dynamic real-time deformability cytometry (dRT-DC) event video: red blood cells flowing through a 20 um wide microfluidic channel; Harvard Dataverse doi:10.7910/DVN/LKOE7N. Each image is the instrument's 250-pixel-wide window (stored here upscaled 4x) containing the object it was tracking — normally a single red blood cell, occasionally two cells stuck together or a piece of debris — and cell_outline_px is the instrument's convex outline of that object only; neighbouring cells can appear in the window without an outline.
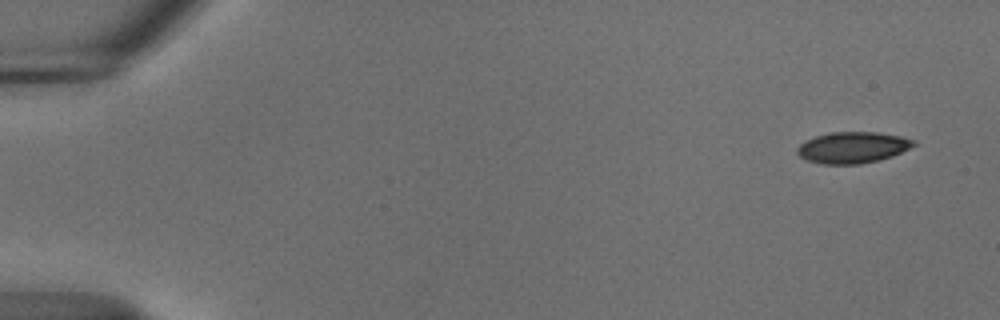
{"species": "common noctule bat (a hibernating species)", "species_latin": "Nyctalus noctula", "temperature_condition": "cold", "stored_images_in_passage": 53, "camera_frame_rate_fps": 3000, "um_per_image_px": 0.085, "animal": {"sex": "male", "body_mass_g": 18.8}, "frame": {"image": 1, "passage_image": 1, "time_ms": 0.0, "image_size_px": [1000, 320], "cell_outline_px": [[916, 144], [892, 156], [880, 160], [860, 164], [820, 164], [808, 160], [800, 156], [796, 152], [796, 148], [804, 140], [816, 136], [832, 132], [876, 132], [900, 136], [916, 140]], "centroid_in_image_um": [72.45, 12.54], "position_along_channel_um": 12.5, "area_um2": 21.21}}
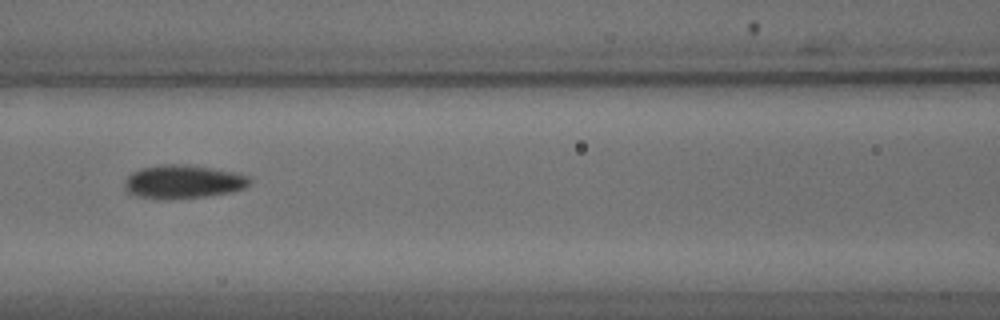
{"frame": {"image": 2, "passage_image": 23, "time_ms": 7.333, "image_size_px": [1000, 320], "cell_outline_px": [[252, 180], [244, 188], [232, 192], [204, 196], [140, 196], [128, 192], [124, 188], [124, 180], [132, 172], [140, 168], [164, 164], [188, 164], [240, 172], [248, 176]], "centroid_in_image_um": [15.63, 15.38], "position_along_channel_um": 151.0, "area_um2": 23.76}}
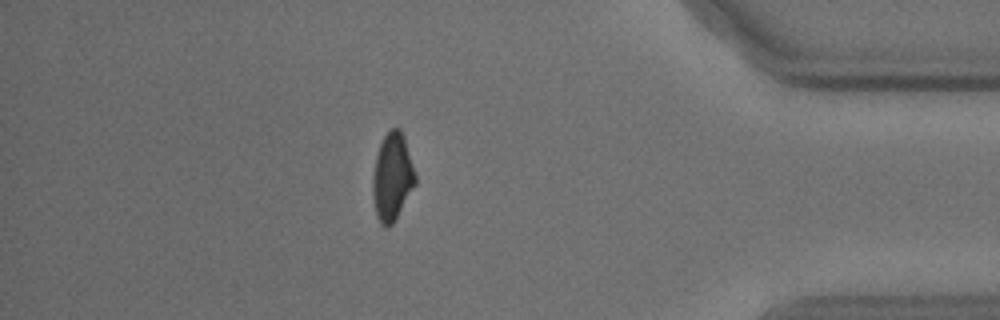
{"frame": {"image": 3, "passage_image": 46, "time_ms": 15.0, "image_size_px": [1000, 320], "cell_outline_px": [[416, 184], [392, 224], [380, 224], [376, 216], [372, 192], [372, 176], [376, 156], [380, 144], [384, 136], [392, 128], [400, 128], [404, 136], [416, 176]], "centroid_in_image_um": [33.33, 15.02], "position_along_channel_um": 401.9, "area_um2": 21.5}, "authors_computed_cell_mechanics": {"area_um2": 22.253, "velocity_mm_per_s": 3.6944, "shape_relaxation_time_tau1_ms": 4.0697, "shape_relaxation_time_tau2_ms": 6.5963, "deformation_change_tau1": 0.1122, "deformation_change_tau2": 0.0883}}